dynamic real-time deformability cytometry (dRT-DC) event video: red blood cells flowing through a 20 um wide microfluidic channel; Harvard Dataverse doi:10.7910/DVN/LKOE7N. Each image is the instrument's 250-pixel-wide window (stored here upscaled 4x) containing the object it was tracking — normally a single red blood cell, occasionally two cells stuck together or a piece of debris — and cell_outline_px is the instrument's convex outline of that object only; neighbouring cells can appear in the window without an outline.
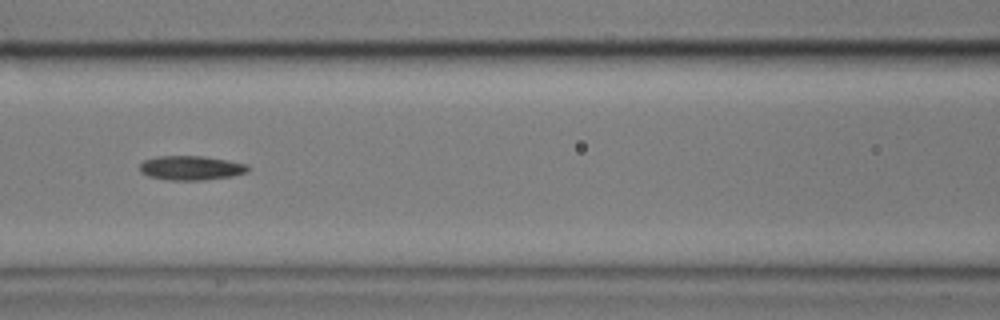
{"species": "common noctule bat (a hibernating species)", "species_latin": "Nyctalus noctula", "temperature_condition": "cold", "stored_images_in_passage": 9, "camera_frame_rate_fps": 3000, "um_per_image_px": 0.085, "animal": {"sex": "male", "body_mass_g": 17.9}, "frame": {"image": 1, "passage_image": 7, "time_ms": 2.0, "image_size_px": [1000, 320], "cell_outline_px": [[248, 172], [232, 176], [204, 180], [168, 180], [148, 176], [140, 172], [140, 164], [144, 160], [156, 156], [204, 156], [228, 160], [248, 164]], "centroid_in_image_um": [16.23, 14.27], "position_along_channel_um": 150.4, "area_um2": 15.43}}